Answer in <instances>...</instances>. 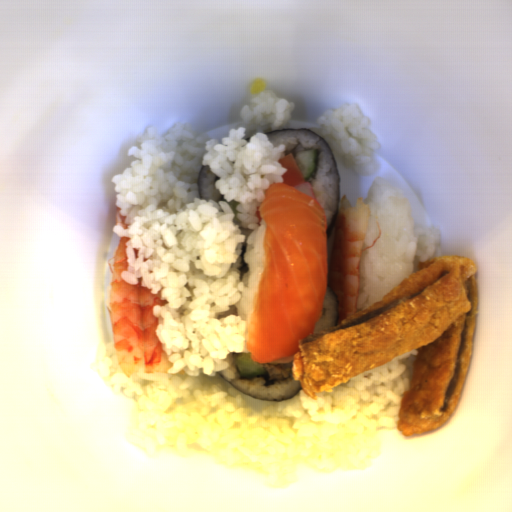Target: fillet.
Masks as SVG:
<instances>
[{"label":"fillet","mask_w":512,"mask_h":512,"mask_svg":"<svg viewBox=\"0 0 512 512\" xmlns=\"http://www.w3.org/2000/svg\"><path fill=\"white\" fill-rule=\"evenodd\" d=\"M265 222L259 288L246 312L244 346L270 363L300 351L313 334L327 296V224L315 198L285 183H271L258 205Z\"/></svg>","instance_id":"1"}]
</instances>
